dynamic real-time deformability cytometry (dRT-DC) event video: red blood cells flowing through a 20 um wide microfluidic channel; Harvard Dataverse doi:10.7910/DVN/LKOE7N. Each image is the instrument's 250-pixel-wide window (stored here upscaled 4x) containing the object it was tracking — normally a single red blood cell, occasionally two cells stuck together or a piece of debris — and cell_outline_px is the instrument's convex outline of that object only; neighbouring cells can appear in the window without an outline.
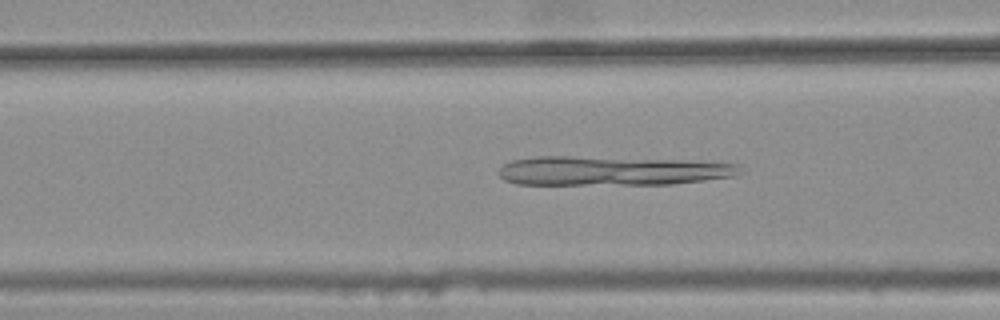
{"species": "common noctule bat (a hibernating species)", "species_latin": "Nyctalus noctula", "temperature_condition": "warm", "stored_images_in_passage": 42, "camera_frame_rate_fps": 3000, "um_per_image_px": 0.085, "animal": {"sex": "female", "body_mass_g": 25.1}, "frame": {"image": 1, "passage_image": 17, "time_ms": 5.333, "image_size_px": [1000, 320], "cell_outline_px": [[740, 172], [732, 176], [704, 180], [672, 184], [516, 184], [504, 180], [496, 172], [504, 164], [512, 160], [536, 156], [568, 156], [680, 160], [740, 164]], "centroid_in_image_um": [51.94, 14.52], "position_along_channel_um": 114.7, "area_um2": 40.86}}
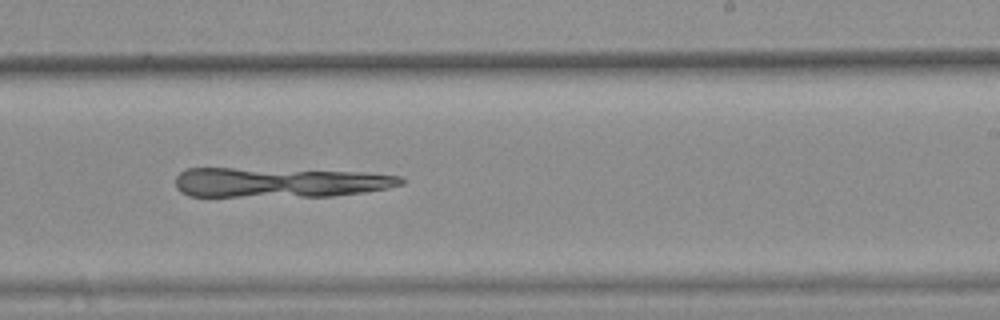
{"frame": {"image": 2, "passage_image": 29, "time_ms": 9.333, "image_size_px": [1000, 320], "cell_outline_px": [[404, 184], [388, 188], [364, 192], [332, 196], [188, 196], [180, 192], [176, 188], [176, 176], [184, 168], [232, 168], [364, 172], [400, 176], [404, 180]], "centroid_in_image_um": [23.73, 15.5], "position_along_channel_um": 265.3, "area_um2": 39.19}}
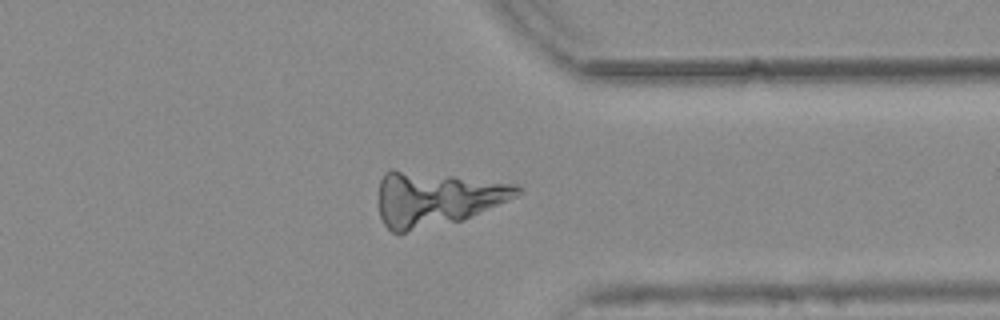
{"frame": {"image": 3, "passage_image": 38, "time_ms": 12.333, "image_size_px": [1000, 320], "cell_outline_px": [[524, 192], [508, 200], [460, 220], [404, 232], [392, 232], [384, 224], [380, 216], [380, 180], [384, 172], [392, 168], [516, 184]], "centroid_in_image_um": [37.06, 16.86], "position_along_channel_um": 374.3, "area_um2": 43.12}}